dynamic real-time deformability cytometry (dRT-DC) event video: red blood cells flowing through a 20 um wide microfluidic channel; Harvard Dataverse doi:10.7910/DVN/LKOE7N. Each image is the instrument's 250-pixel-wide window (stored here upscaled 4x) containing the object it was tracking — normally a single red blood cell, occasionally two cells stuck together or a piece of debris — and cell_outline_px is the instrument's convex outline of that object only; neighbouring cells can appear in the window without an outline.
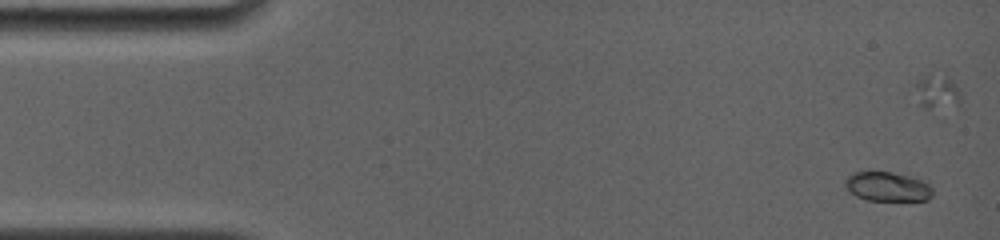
{"species": "common noctule bat (a hibernating species)", "species_latin": "Nyctalus noctula", "temperature_condition": "room temperature", "stored_images_in_passage": 26, "camera_frame_rate_fps": 4000, "um_per_image_px": 0.085, "animal": {"sex": "female", "body_mass_g": 19.0, "forearm_length_mm": 56.7}, "frame": {"image": 1, "passage_image": 1, "time_ms": 0.0, "image_size_px": [1000, 240], "cell_outline_px": [[932, 196], [928, 200], [868, 200], [856, 196], [844, 184], [844, 180], [852, 172], [892, 172], [908, 176], [920, 180], [928, 184], [932, 188]], "centroid_in_image_um": [75.43, 15.86], "position_along_channel_um": 9.6, "area_um2": 14.74}}
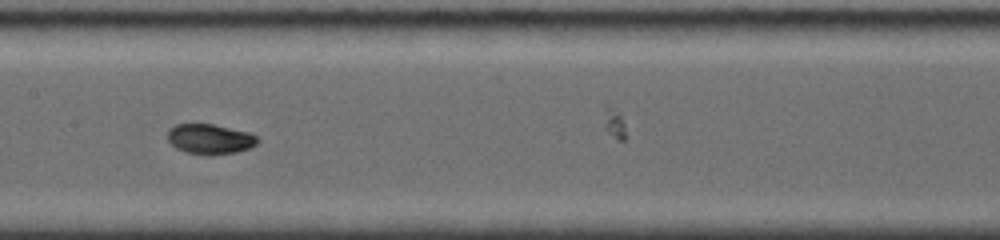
{"frame": {"image": 2, "passage_image": 12, "time_ms": 7.75, "image_size_px": [1000, 240], "cell_outline_px": [[260, 140], [256, 144], [248, 148], [236, 152], [208, 156], [184, 152], [176, 148], [168, 140], [168, 128], [176, 124], [212, 124], [248, 132], [256, 136]], "centroid_in_image_um": [17.82, 11.83], "position_along_channel_um": 189.6, "area_um2": 15.84}}
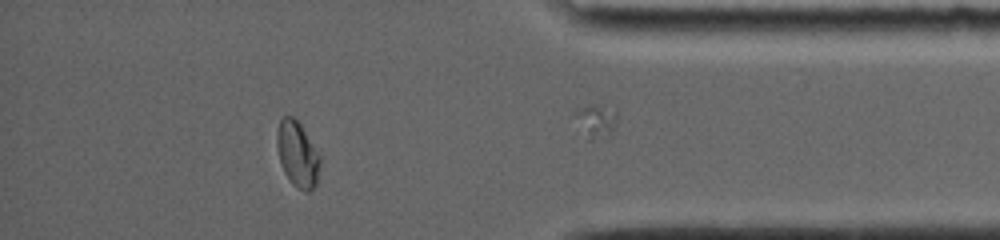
{"frame": {"image": 3, "passage_image": 22, "time_ms": 14.0, "image_size_px": [1000, 240], "cell_outline_px": [[320, 164], [316, 184], [308, 192], [304, 192], [296, 188], [292, 184], [284, 172], [280, 160], [276, 144], [276, 132], [280, 120], [284, 116], [292, 116], [300, 124], [320, 156]], "centroid_in_image_um": [25.27, 13.13], "position_along_channel_um": 409.9, "area_um2": 16.36}, "authors_computed_cell_mechanics": {"area_um2": 15.7794, "velocity_mm_per_s": 3.7993, "shape_relaxation_time_tau1_ms": 4.2405, "shape_relaxation_time_tau2_ms": null, "deformation_change_tau1": 0.1435, "deformation_change_tau2": null}}